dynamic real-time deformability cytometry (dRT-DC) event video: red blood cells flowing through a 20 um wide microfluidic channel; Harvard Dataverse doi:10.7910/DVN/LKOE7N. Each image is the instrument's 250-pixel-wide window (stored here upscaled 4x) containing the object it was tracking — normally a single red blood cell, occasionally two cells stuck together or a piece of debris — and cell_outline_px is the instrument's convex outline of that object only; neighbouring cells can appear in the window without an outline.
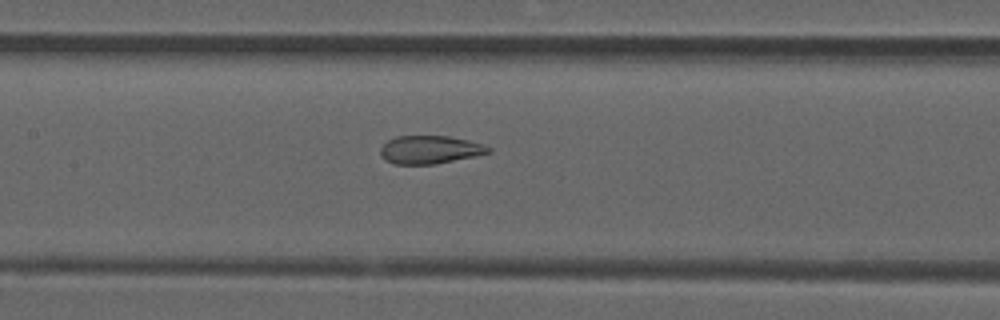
{"species": "common noctule bat (a hibernating species)", "species_latin": "Nyctalus noctula", "temperature_condition": "room temperature", "stored_images_in_passage": 40, "camera_frame_rate_fps": 3000, "um_per_image_px": 0.085, "animal": {"sex": "male", "forearm_length_mm": 52.5}, "frame": {"image": 1, "passage_image": 12, "time_ms": 3.667, "image_size_px": [1000, 320], "cell_outline_px": [[492, 152], [476, 156], [432, 164], [396, 164], [384, 160], [380, 156], [380, 148], [388, 140], [396, 136], [448, 136], [468, 140], [484, 144], [492, 148]], "centroid_in_image_um": [36.55, 12.72], "position_along_channel_um": 170.9, "area_um2": 17.74}}
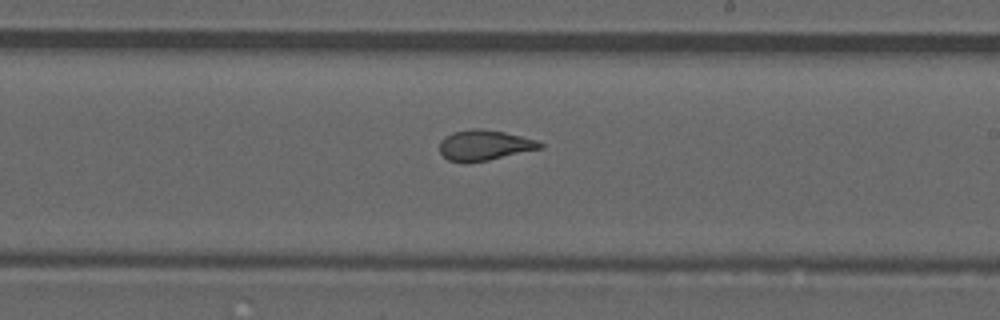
{"frame": {"image": 2, "passage_image": 18, "time_ms": 5.667, "image_size_px": [1000, 320], "cell_outline_px": [[544, 148], [488, 160], [468, 164], [448, 160], [440, 152], [440, 140], [444, 136], [452, 132], [472, 128], [480, 128], [504, 132], [536, 140], [544, 144]], "centroid_in_image_um": [41.16, 12.35], "position_along_channel_um": 247.8, "area_um2": 18.03}}
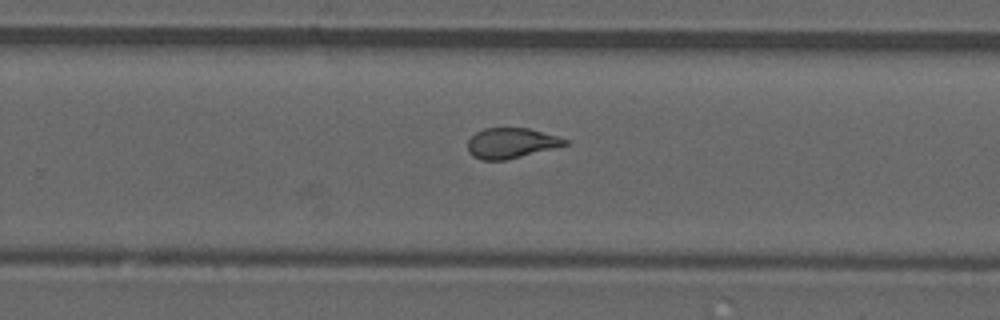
{"frame": {"image": 3, "passage_image": 21, "time_ms": 6.667, "image_size_px": [1000, 320], "cell_outline_px": [[568, 144], [504, 160], [480, 160], [472, 156], [468, 152], [468, 140], [476, 132], [484, 128], [528, 128], [556, 136], [568, 140]], "centroid_in_image_um": [43.38, 12.16], "position_along_channel_um": 286.4, "area_um2": 16.88}, "authors_computed_cell_mechanics": {"area_um2": 18.1492, "velocity_mm_per_s": 3.8725, "shape_relaxation_time_tau1_ms": null, "shape_relaxation_time_tau2_ms": 1.3421, "deformation_change_tau1": null, "deformation_change_tau2": 0.0807}}